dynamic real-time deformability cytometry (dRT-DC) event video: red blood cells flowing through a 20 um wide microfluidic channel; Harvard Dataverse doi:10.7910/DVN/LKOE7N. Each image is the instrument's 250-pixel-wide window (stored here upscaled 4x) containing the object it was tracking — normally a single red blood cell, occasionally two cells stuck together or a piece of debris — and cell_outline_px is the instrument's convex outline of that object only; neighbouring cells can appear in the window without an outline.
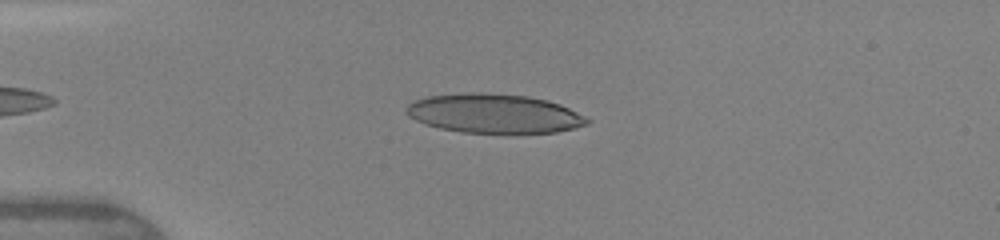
{"species": "human", "species_latin": "Homo sapiens", "temperature_condition": "warm", "stored_images_in_passage": 38, "camera_frame_rate_fps": 3000, "um_per_image_px": 0.085, "donor": {"sex": "female"}, "frame": {"image": 1, "passage_image": 5, "time_ms": 1.333, "image_size_px": [1000, 240], "cell_outline_px": [[592, 120], [588, 124], [576, 128], [556, 132], [460, 132], [440, 128], [424, 124], [408, 116], [404, 112], [404, 108], [412, 100], [428, 96], [472, 92], [484, 92], [528, 96], [548, 100], [560, 104], [588, 116]], "centroid_in_image_um": [42.0, 9.64], "position_along_channel_um": 43.0, "area_um2": 41.56}}
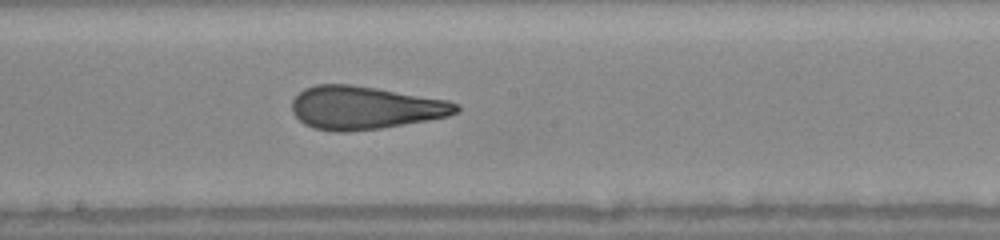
{"frame": {"image": 2, "passage_image": 19, "time_ms": 6.0, "image_size_px": [1000, 240], "cell_outline_px": [[460, 108], [456, 112], [448, 116], [428, 120], [380, 128], [348, 132], [336, 132], [312, 128], [304, 124], [292, 112], [292, 100], [304, 88], [316, 84], [352, 84], [448, 100], [460, 104]], "centroid_in_image_um": [31.0, 9.16], "position_along_channel_um": 217.2, "area_um2": 41.27}}
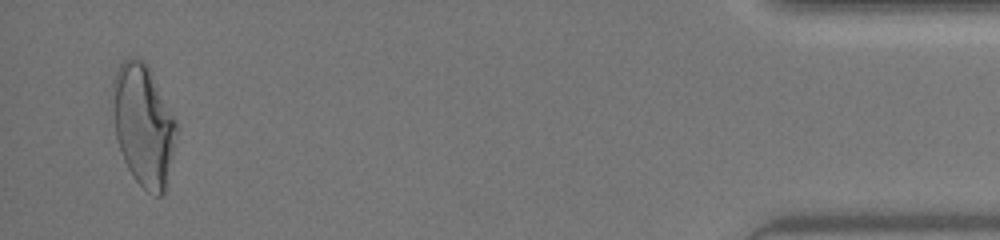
{"frame": {"image": 3, "passage_image": 37, "time_ms": 12.333, "image_size_px": [1000, 240], "cell_outline_px": [[176, 132], [164, 192], [160, 196], [156, 196], [148, 192], [132, 176], [124, 160], [116, 136], [112, 84], [112, 80], [120, 64], [124, 60], [132, 56], [136, 56], [144, 60], [148, 64], [176, 120]], "centroid_in_image_um": [12.18, 10.57], "position_along_channel_um": 423.0, "area_um2": 44.56}, "authors_computed_cell_mechanics": {"area_um2": 41.327, "velocity_mm_per_s": 4.3781, "shape_relaxation_time_tau1_ms": 6.1775, "shape_relaxation_time_tau2_ms": 1.1598, "deformation_change_tau1": 0.2358, "deformation_change_tau2": 0.1062}}